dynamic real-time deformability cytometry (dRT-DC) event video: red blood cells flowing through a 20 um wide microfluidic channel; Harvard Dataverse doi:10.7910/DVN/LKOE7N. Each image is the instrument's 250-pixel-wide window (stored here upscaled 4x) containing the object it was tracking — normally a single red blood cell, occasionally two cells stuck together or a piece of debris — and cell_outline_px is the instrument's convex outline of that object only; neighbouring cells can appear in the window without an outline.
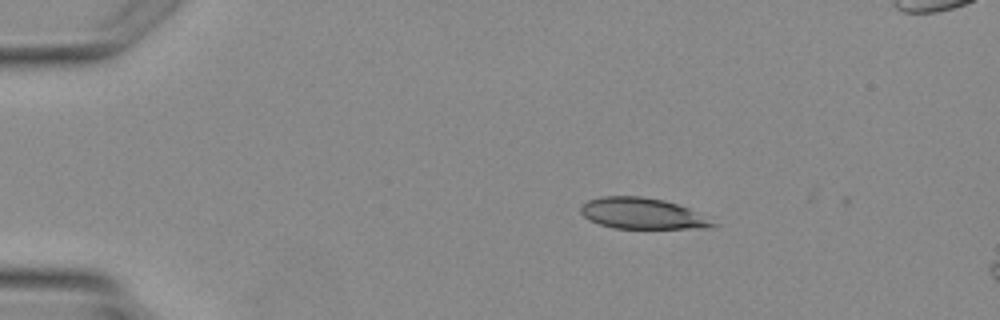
{"species": "Egyptian fruit bat (a non-hibernating species)", "species_latin": "Rousettus aegyptiacus", "temperature_condition": "warm", "stored_images_in_passage": 3, "camera_frame_rate_fps": 3000, "um_per_image_px": 0.085, "animal": {"sex": "female"}, "frame": {"image": 1, "passage_image": 1, "time_ms": 0.0, "image_size_px": [1000, 320], "cell_outline_px": [[720, 224], [712, 228], [616, 228], [600, 224], [588, 220], [580, 212], [580, 208], [588, 200], [600, 196], [640, 196], [664, 200], [688, 208]], "centroid_in_image_um": [54.6, 18.15], "position_along_channel_um": 30.4, "area_um2": 23.81}}